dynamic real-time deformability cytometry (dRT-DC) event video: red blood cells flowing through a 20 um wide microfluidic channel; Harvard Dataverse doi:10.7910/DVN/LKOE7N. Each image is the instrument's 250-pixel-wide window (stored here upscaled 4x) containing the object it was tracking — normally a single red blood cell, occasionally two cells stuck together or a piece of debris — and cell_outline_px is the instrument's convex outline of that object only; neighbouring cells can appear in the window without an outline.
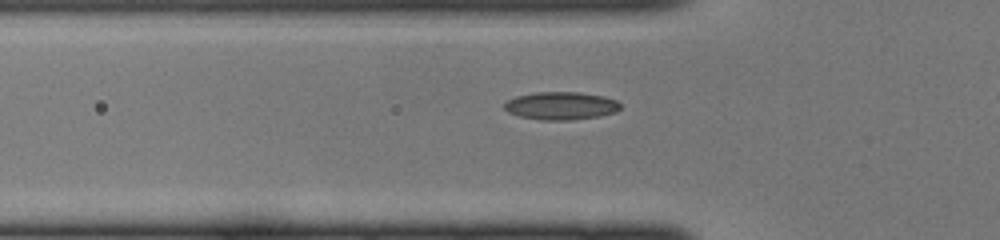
{"species": "common noctule bat (a hibernating species)", "species_latin": "Nyctalus noctula", "temperature_condition": "cold", "stored_images_in_passage": 14, "camera_frame_rate_fps": 3000, "um_per_image_px": 0.085, "animal": {"sex": "female", "body_mass_g": 22.0, "forearm_length_mm": 56.7}, "frame": {"image": 1, "passage_image": 4, "time_ms": 1.0, "image_size_px": [1000, 240], "cell_outline_px": [[620, 108], [616, 112], [600, 116], [572, 120], [540, 120], [520, 116], [508, 112], [504, 108], [504, 104], [508, 100], [516, 96], [536, 92], [580, 92], [604, 96], [616, 100], [620, 104]], "centroid_in_image_um": [47.69, 8.99], "position_along_channel_um": 78.1, "area_um2": 18.9}}
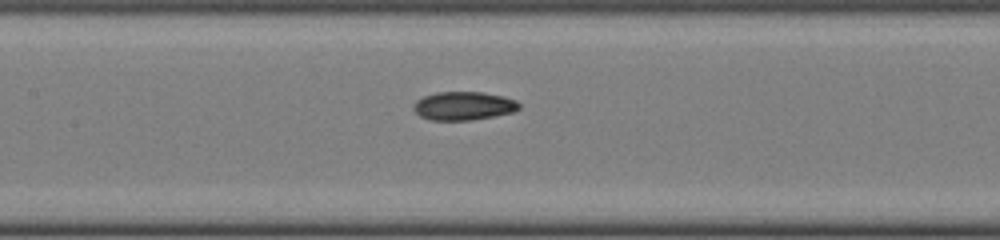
{"frame": {"image": 2, "passage_image": 10, "time_ms": 3.0, "image_size_px": [1000, 240], "cell_outline_px": [[520, 108], [516, 112], [496, 116], [472, 120], [428, 120], [420, 116], [412, 108], [412, 104], [416, 100], [424, 96], [436, 92], [484, 92], [504, 96], [516, 100], [520, 104]], "centroid_in_image_um": [39.42, 9.0], "position_along_channel_um": 168.0, "area_um2": 17.86}}
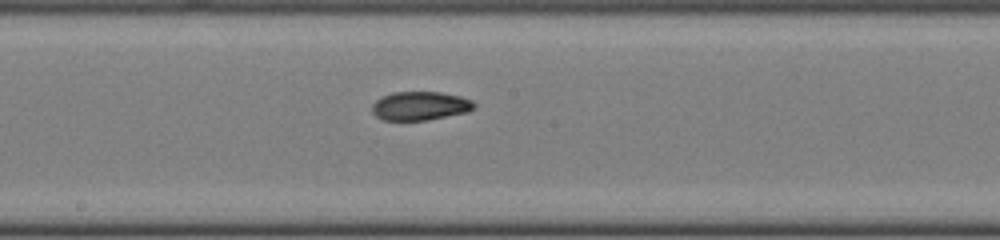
{"frame": {"image": 3, "passage_image": 13, "time_ms": 4.0, "image_size_px": [1000, 240], "cell_outline_px": [[476, 104], [468, 112], [428, 120], [384, 120], [376, 116], [372, 112], [372, 104], [380, 96], [392, 92], [440, 92], [460, 96], [472, 100]], "centroid_in_image_um": [35.69, 8.99], "position_along_channel_um": 212.5, "area_um2": 17.17}}